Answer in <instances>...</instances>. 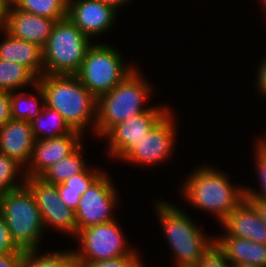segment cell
Listing matches in <instances>:
<instances>
[{
  "label": "cell",
  "instance_id": "cell-36",
  "mask_svg": "<svg viewBox=\"0 0 266 267\" xmlns=\"http://www.w3.org/2000/svg\"><path fill=\"white\" fill-rule=\"evenodd\" d=\"M102 3L111 6L114 10L118 12L117 9H119L121 6L126 5L129 3L131 0H99Z\"/></svg>",
  "mask_w": 266,
  "mask_h": 267
},
{
  "label": "cell",
  "instance_id": "cell-15",
  "mask_svg": "<svg viewBox=\"0 0 266 267\" xmlns=\"http://www.w3.org/2000/svg\"><path fill=\"white\" fill-rule=\"evenodd\" d=\"M55 20L16 9L10 2L6 8L4 29L12 36L43 48L51 35Z\"/></svg>",
  "mask_w": 266,
  "mask_h": 267
},
{
  "label": "cell",
  "instance_id": "cell-40",
  "mask_svg": "<svg viewBox=\"0 0 266 267\" xmlns=\"http://www.w3.org/2000/svg\"><path fill=\"white\" fill-rule=\"evenodd\" d=\"M262 2H263V5H264V8H266V0H262Z\"/></svg>",
  "mask_w": 266,
  "mask_h": 267
},
{
  "label": "cell",
  "instance_id": "cell-19",
  "mask_svg": "<svg viewBox=\"0 0 266 267\" xmlns=\"http://www.w3.org/2000/svg\"><path fill=\"white\" fill-rule=\"evenodd\" d=\"M215 239V245L232 267L252 264L266 267V244L256 243L224 234Z\"/></svg>",
  "mask_w": 266,
  "mask_h": 267
},
{
  "label": "cell",
  "instance_id": "cell-18",
  "mask_svg": "<svg viewBox=\"0 0 266 267\" xmlns=\"http://www.w3.org/2000/svg\"><path fill=\"white\" fill-rule=\"evenodd\" d=\"M4 39L0 42V59L16 62L28 68L37 78L44 74L42 48L32 42L9 34L4 28Z\"/></svg>",
  "mask_w": 266,
  "mask_h": 267
},
{
  "label": "cell",
  "instance_id": "cell-37",
  "mask_svg": "<svg viewBox=\"0 0 266 267\" xmlns=\"http://www.w3.org/2000/svg\"><path fill=\"white\" fill-rule=\"evenodd\" d=\"M9 2L10 0H0V29L4 28L6 8Z\"/></svg>",
  "mask_w": 266,
  "mask_h": 267
},
{
  "label": "cell",
  "instance_id": "cell-31",
  "mask_svg": "<svg viewBox=\"0 0 266 267\" xmlns=\"http://www.w3.org/2000/svg\"><path fill=\"white\" fill-rule=\"evenodd\" d=\"M26 253L20 250L13 242L11 233L6 225L3 215L0 212V254Z\"/></svg>",
  "mask_w": 266,
  "mask_h": 267
},
{
  "label": "cell",
  "instance_id": "cell-21",
  "mask_svg": "<svg viewBox=\"0 0 266 267\" xmlns=\"http://www.w3.org/2000/svg\"><path fill=\"white\" fill-rule=\"evenodd\" d=\"M31 125L35 140L56 138L74 132L59 112L45 104L41 113L31 121Z\"/></svg>",
  "mask_w": 266,
  "mask_h": 267
},
{
  "label": "cell",
  "instance_id": "cell-30",
  "mask_svg": "<svg viewBox=\"0 0 266 267\" xmlns=\"http://www.w3.org/2000/svg\"><path fill=\"white\" fill-rule=\"evenodd\" d=\"M196 267H232L224 254L214 244L201 258Z\"/></svg>",
  "mask_w": 266,
  "mask_h": 267
},
{
  "label": "cell",
  "instance_id": "cell-5",
  "mask_svg": "<svg viewBox=\"0 0 266 267\" xmlns=\"http://www.w3.org/2000/svg\"><path fill=\"white\" fill-rule=\"evenodd\" d=\"M0 212L13 242L25 252L38 250L45 229L33 194L24 184L2 194Z\"/></svg>",
  "mask_w": 266,
  "mask_h": 267
},
{
  "label": "cell",
  "instance_id": "cell-13",
  "mask_svg": "<svg viewBox=\"0 0 266 267\" xmlns=\"http://www.w3.org/2000/svg\"><path fill=\"white\" fill-rule=\"evenodd\" d=\"M117 11L99 0H68L67 18L90 40L113 26Z\"/></svg>",
  "mask_w": 266,
  "mask_h": 267
},
{
  "label": "cell",
  "instance_id": "cell-34",
  "mask_svg": "<svg viewBox=\"0 0 266 267\" xmlns=\"http://www.w3.org/2000/svg\"><path fill=\"white\" fill-rule=\"evenodd\" d=\"M257 71V89L266 97V58L260 63Z\"/></svg>",
  "mask_w": 266,
  "mask_h": 267
},
{
  "label": "cell",
  "instance_id": "cell-39",
  "mask_svg": "<svg viewBox=\"0 0 266 267\" xmlns=\"http://www.w3.org/2000/svg\"><path fill=\"white\" fill-rule=\"evenodd\" d=\"M266 149V137L257 140Z\"/></svg>",
  "mask_w": 266,
  "mask_h": 267
},
{
  "label": "cell",
  "instance_id": "cell-9",
  "mask_svg": "<svg viewBox=\"0 0 266 267\" xmlns=\"http://www.w3.org/2000/svg\"><path fill=\"white\" fill-rule=\"evenodd\" d=\"M172 115L170 111L148 135L133 144L119 159L142 166H153L169 160L175 148L177 134L176 122Z\"/></svg>",
  "mask_w": 266,
  "mask_h": 267
},
{
  "label": "cell",
  "instance_id": "cell-7",
  "mask_svg": "<svg viewBox=\"0 0 266 267\" xmlns=\"http://www.w3.org/2000/svg\"><path fill=\"white\" fill-rule=\"evenodd\" d=\"M119 50L106 43L92 44L76 74L96 98L110 92L136 67L126 66Z\"/></svg>",
  "mask_w": 266,
  "mask_h": 267
},
{
  "label": "cell",
  "instance_id": "cell-24",
  "mask_svg": "<svg viewBox=\"0 0 266 267\" xmlns=\"http://www.w3.org/2000/svg\"><path fill=\"white\" fill-rule=\"evenodd\" d=\"M36 84L37 77L24 65L0 59V90L19 91Z\"/></svg>",
  "mask_w": 266,
  "mask_h": 267
},
{
  "label": "cell",
  "instance_id": "cell-29",
  "mask_svg": "<svg viewBox=\"0 0 266 267\" xmlns=\"http://www.w3.org/2000/svg\"><path fill=\"white\" fill-rule=\"evenodd\" d=\"M140 255L135 251L132 255L97 262H78L79 267H145Z\"/></svg>",
  "mask_w": 266,
  "mask_h": 267
},
{
  "label": "cell",
  "instance_id": "cell-10",
  "mask_svg": "<svg viewBox=\"0 0 266 267\" xmlns=\"http://www.w3.org/2000/svg\"><path fill=\"white\" fill-rule=\"evenodd\" d=\"M117 192L105 172L82 194L75 210L77 233L86 227L115 220L112 212L119 202Z\"/></svg>",
  "mask_w": 266,
  "mask_h": 267
},
{
  "label": "cell",
  "instance_id": "cell-22",
  "mask_svg": "<svg viewBox=\"0 0 266 267\" xmlns=\"http://www.w3.org/2000/svg\"><path fill=\"white\" fill-rule=\"evenodd\" d=\"M83 150L82 143L73 153L46 169L39 178L48 184L58 185L81 173L87 167Z\"/></svg>",
  "mask_w": 266,
  "mask_h": 267
},
{
  "label": "cell",
  "instance_id": "cell-4",
  "mask_svg": "<svg viewBox=\"0 0 266 267\" xmlns=\"http://www.w3.org/2000/svg\"><path fill=\"white\" fill-rule=\"evenodd\" d=\"M141 75L135 68L110 92L97 98L95 134L102 138L115 125L150 108L145 103L152 88Z\"/></svg>",
  "mask_w": 266,
  "mask_h": 267
},
{
  "label": "cell",
  "instance_id": "cell-2",
  "mask_svg": "<svg viewBox=\"0 0 266 267\" xmlns=\"http://www.w3.org/2000/svg\"><path fill=\"white\" fill-rule=\"evenodd\" d=\"M227 175L210 166L196 168L182 183L181 192L187 202L221 223L245 199L244 186H233Z\"/></svg>",
  "mask_w": 266,
  "mask_h": 267
},
{
  "label": "cell",
  "instance_id": "cell-27",
  "mask_svg": "<svg viewBox=\"0 0 266 267\" xmlns=\"http://www.w3.org/2000/svg\"><path fill=\"white\" fill-rule=\"evenodd\" d=\"M17 175L22 178L21 182L16 180L19 178ZM25 178L24 167L15 159L0 153V192L4 194L21 187L25 184Z\"/></svg>",
  "mask_w": 266,
  "mask_h": 267
},
{
  "label": "cell",
  "instance_id": "cell-20",
  "mask_svg": "<svg viewBox=\"0 0 266 267\" xmlns=\"http://www.w3.org/2000/svg\"><path fill=\"white\" fill-rule=\"evenodd\" d=\"M103 173L102 170H92L86 167L81 173L58 184L57 190L61 200L66 206L75 211L82 194H84Z\"/></svg>",
  "mask_w": 266,
  "mask_h": 267
},
{
  "label": "cell",
  "instance_id": "cell-12",
  "mask_svg": "<svg viewBox=\"0 0 266 267\" xmlns=\"http://www.w3.org/2000/svg\"><path fill=\"white\" fill-rule=\"evenodd\" d=\"M170 111L166 106H151L147 111L115 125L103 137L108 140V154L119 160L133 144L148 135Z\"/></svg>",
  "mask_w": 266,
  "mask_h": 267
},
{
  "label": "cell",
  "instance_id": "cell-6",
  "mask_svg": "<svg viewBox=\"0 0 266 267\" xmlns=\"http://www.w3.org/2000/svg\"><path fill=\"white\" fill-rule=\"evenodd\" d=\"M91 40L68 18L56 21L42 48L44 74L76 75Z\"/></svg>",
  "mask_w": 266,
  "mask_h": 267
},
{
  "label": "cell",
  "instance_id": "cell-28",
  "mask_svg": "<svg viewBox=\"0 0 266 267\" xmlns=\"http://www.w3.org/2000/svg\"><path fill=\"white\" fill-rule=\"evenodd\" d=\"M254 157H255V166L258 172V179L260 181V190L259 192L253 188H245V198H262L266 199V149L257 141L254 143Z\"/></svg>",
  "mask_w": 266,
  "mask_h": 267
},
{
  "label": "cell",
  "instance_id": "cell-3",
  "mask_svg": "<svg viewBox=\"0 0 266 267\" xmlns=\"http://www.w3.org/2000/svg\"><path fill=\"white\" fill-rule=\"evenodd\" d=\"M157 218L174 255L175 267H196L201 258L215 244L207 238L191 217L178 206L158 200Z\"/></svg>",
  "mask_w": 266,
  "mask_h": 267
},
{
  "label": "cell",
  "instance_id": "cell-8",
  "mask_svg": "<svg viewBox=\"0 0 266 267\" xmlns=\"http://www.w3.org/2000/svg\"><path fill=\"white\" fill-rule=\"evenodd\" d=\"M81 249L75 250L77 262H97L132 255L134 248L126 245L125 236L116 219L86 227L77 233Z\"/></svg>",
  "mask_w": 266,
  "mask_h": 267
},
{
  "label": "cell",
  "instance_id": "cell-38",
  "mask_svg": "<svg viewBox=\"0 0 266 267\" xmlns=\"http://www.w3.org/2000/svg\"><path fill=\"white\" fill-rule=\"evenodd\" d=\"M234 267H262V266L252 265V264H240V265H236Z\"/></svg>",
  "mask_w": 266,
  "mask_h": 267
},
{
  "label": "cell",
  "instance_id": "cell-32",
  "mask_svg": "<svg viewBox=\"0 0 266 267\" xmlns=\"http://www.w3.org/2000/svg\"><path fill=\"white\" fill-rule=\"evenodd\" d=\"M10 119H12L10 92L0 90V128Z\"/></svg>",
  "mask_w": 266,
  "mask_h": 267
},
{
  "label": "cell",
  "instance_id": "cell-11",
  "mask_svg": "<svg viewBox=\"0 0 266 267\" xmlns=\"http://www.w3.org/2000/svg\"><path fill=\"white\" fill-rule=\"evenodd\" d=\"M25 185L29 188L40 211L45 228H55L61 233L77 236L75 211L61 200L57 185L48 184L39 177H26Z\"/></svg>",
  "mask_w": 266,
  "mask_h": 267
},
{
  "label": "cell",
  "instance_id": "cell-35",
  "mask_svg": "<svg viewBox=\"0 0 266 267\" xmlns=\"http://www.w3.org/2000/svg\"><path fill=\"white\" fill-rule=\"evenodd\" d=\"M257 210L261 220L266 224V199L246 198Z\"/></svg>",
  "mask_w": 266,
  "mask_h": 267
},
{
  "label": "cell",
  "instance_id": "cell-17",
  "mask_svg": "<svg viewBox=\"0 0 266 267\" xmlns=\"http://www.w3.org/2000/svg\"><path fill=\"white\" fill-rule=\"evenodd\" d=\"M221 225L229 236L266 244V224L246 198L221 222Z\"/></svg>",
  "mask_w": 266,
  "mask_h": 267
},
{
  "label": "cell",
  "instance_id": "cell-26",
  "mask_svg": "<svg viewBox=\"0 0 266 267\" xmlns=\"http://www.w3.org/2000/svg\"><path fill=\"white\" fill-rule=\"evenodd\" d=\"M38 254V255H37ZM22 267H79L74 250L39 254L38 250L26 252Z\"/></svg>",
  "mask_w": 266,
  "mask_h": 267
},
{
  "label": "cell",
  "instance_id": "cell-33",
  "mask_svg": "<svg viewBox=\"0 0 266 267\" xmlns=\"http://www.w3.org/2000/svg\"><path fill=\"white\" fill-rule=\"evenodd\" d=\"M25 253L0 254V267H22Z\"/></svg>",
  "mask_w": 266,
  "mask_h": 267
},
{
  "label": "cell",
  "instance_id": "cell-23",
  "mask_svg": "<svg viewBox=\"0 0 266 267\" xmlns=\"http://www.w3.org/2000/svg\"><path fill=\"white\" fill-rule=\"evenodd\" d=\"M33 89H35V92L42 100V105L39 104V100L34 97V94H25L26 92L18 93L17 91L10 92L12 119L31 122L41 113L45 104V95L38 83Z\"/></svg>",
  "mask_w": 266,
  "mask_h": 267
},
{
  "label": "cell",
  "instance_id": "cell-16",
  "mask_svg": "<svg viewBox=\"0 0 266 267\" xmlns=\"http://www.w3.org/2000/svg\"><path fill=\"white\" fill-rule=\"evenodd\" d=\"M35 141L31 122L10 119L0 128V153L24 168L31 159Z\"/></svg>",
  "mask_w": 266,
  "mask_h": 267
},
{
  "label": "cell",
  "instance_id": "cell-14",
  "mask_svg": "<svg viewBox=\"0 0 266 267\" xmlns=\"http://www.w3.org/2000/svg\"><path fill=\"white\" fill-rule=\"evenodd\" d=\"M83 134H71L46 140H36L29 163L24 168L25 177H39L53 164L73 153L83 142Z\"/></svg>",
  "mask_w": 266,
  "mask_h": 267
},
{
  "label": "cell",
  "instance_id": "cell-25",
  "mask_svg": "<svg viewBox=\"0 0 266 267\" xmlns=\"http://www.w3.org/2000/svg\"><path fill=\"white\" fill-rule=\"evenodd\" d=\"M19 10L59 21L67 18L68 0H10Z\"/></svg>",
  "mask_w": 266,
  "mask_h": 267
},
{
  "label": "cell",
  "instance_id": "cell-1",
  "mask_svg": "<svg viewBox=\"0 0 266 267\" xmlns=\"http://www.w3.org/2000/svg\"><path fill=\"white\" fill-rule=\"evenodd\" d=\"M37 83L44 92L45 105L59 112L74 131L83 134L91 124L95 134L97 98L76 75L43 74Z\"/></svg>",
  "mask_w": 266,
  "mask_h": 267
}]
</instances>
